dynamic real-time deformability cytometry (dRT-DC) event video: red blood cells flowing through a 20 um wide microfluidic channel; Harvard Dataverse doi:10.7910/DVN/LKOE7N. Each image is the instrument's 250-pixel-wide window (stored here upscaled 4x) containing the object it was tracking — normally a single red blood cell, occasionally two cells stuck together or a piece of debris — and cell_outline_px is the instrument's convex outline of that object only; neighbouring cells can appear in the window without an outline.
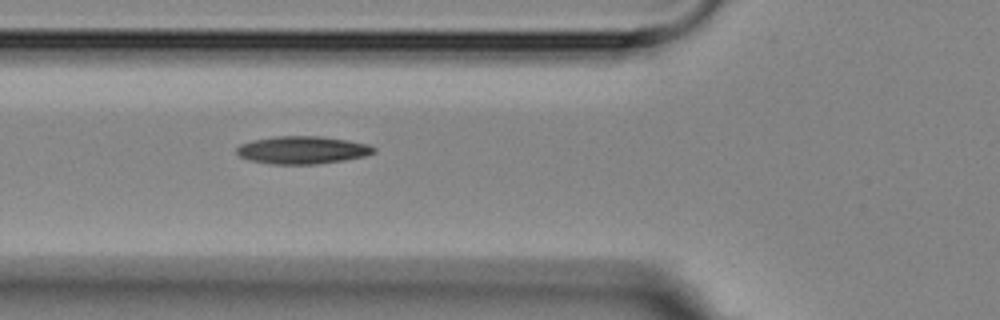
{"species": "Egyptian fruit bat (a non-hibernating species)", "species_latin": "Rousettus aegyptiacus", "temperature_condition": "room temperature", "stored_images_in_passage": 5, "camera_frame_rate_fps": 3000, "um_per_image_px": 0.085, "animal": {"sex": "female"}, "frame": {"image": 1, "passage_image": 5, "time_ms": 5.667, "image_size_px": [1000, 320], "cell_outline_px": [[376, 152], [364, 156], [344, 160], [316, 164], [272, 164], [248, 160], [240, 156], [236, 152], [236, 148], [240, 144], [252, 140], [276, 136], [320, 136], [348, 140], [368, 144], [376, 148]], "centroid_in_image_um": [25.7, 12.75], "position_along_channel_um": 100.1, "area_um2": 22.2}}